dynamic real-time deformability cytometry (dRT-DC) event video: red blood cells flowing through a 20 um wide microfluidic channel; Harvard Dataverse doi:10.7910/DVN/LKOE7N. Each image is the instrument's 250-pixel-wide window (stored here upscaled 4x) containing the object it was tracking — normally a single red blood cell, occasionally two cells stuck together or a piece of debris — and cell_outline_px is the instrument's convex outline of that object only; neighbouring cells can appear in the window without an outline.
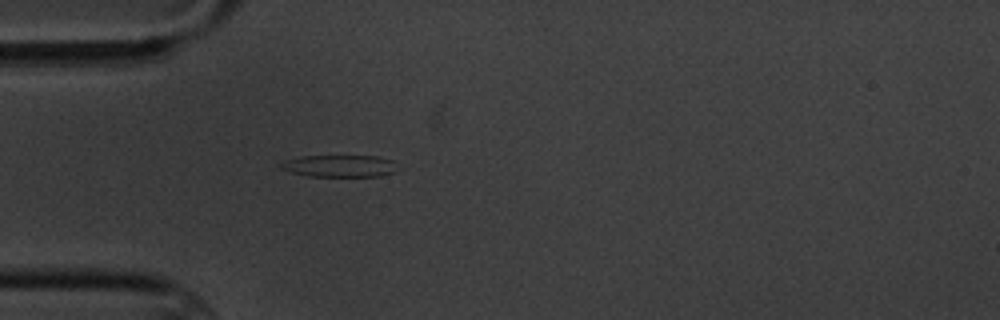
{"species": "common noctule bat (a hibernating species)", "species_latin": "Nyctalus noctula", "temperature_condition": "cold", "stored_images_in_passage": 1, "camera_frame_rate_fps": 3000, "um_per_image_px": 0.085, "animal": {"sex": "male", "body_mass_g": 20.1, "forearm_length_mm": 53.5}, "frame": {"image": 1, "passage_image": 1, "time_ms": 0.0, "image_size_px": [1000, 320], "cell_outline_px": [[396, 172], [380, 176], [308, 176], [292, 172], [280, 168], [280, 164], [284, 160], [300, 156], [376, 156], [392, 160]], "centroid_in_image_um": [28.83, 14.1], "position_along_channel_um": 56.2, "area_um2": 14.85}}